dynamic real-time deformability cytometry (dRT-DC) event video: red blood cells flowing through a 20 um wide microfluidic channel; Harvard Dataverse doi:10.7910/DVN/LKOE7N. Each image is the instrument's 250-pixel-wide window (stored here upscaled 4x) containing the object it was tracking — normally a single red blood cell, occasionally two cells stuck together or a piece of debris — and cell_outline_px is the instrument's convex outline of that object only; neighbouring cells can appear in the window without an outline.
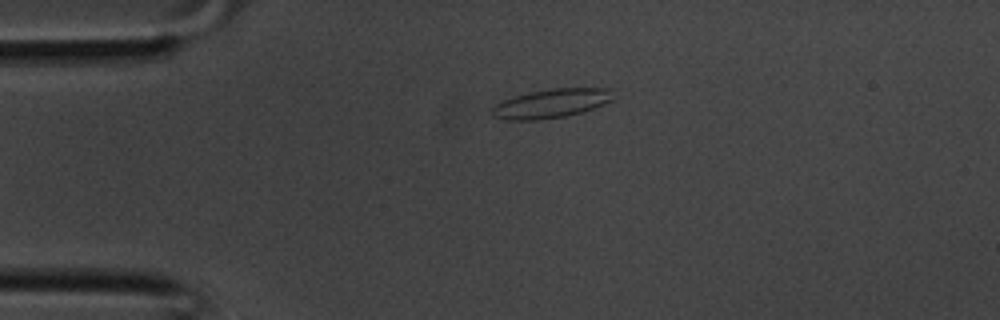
{"species": "common noctule bat (a hibernating species)", "species_latin": "Nyctalus noctula", "temperature_condition": "room temperature", "stored_images_in_passage": 30, "camera_frame_rate_fps": 3000, "um_per_image_px": 0.085, "animal": {"sex": "male", "body_mass_g": 20.1, "forearm_length_mm": 53.5}, "frame": {"image": 1, "passage_image": 2, "time_ms": 0.333, "image_size_px": [1000, 320], "cell_outline_px": [[616, 100], [580, 112], [564, 116], [540, 120], [504, 120], [492, 116], [492, 108], [500, 100], [528, 92], [552, 88], [608, 88]], "centroid_in_image_um": [46.82, 8.79], "position_along_channel_um": 38.2, "area_um2": 20.58}}
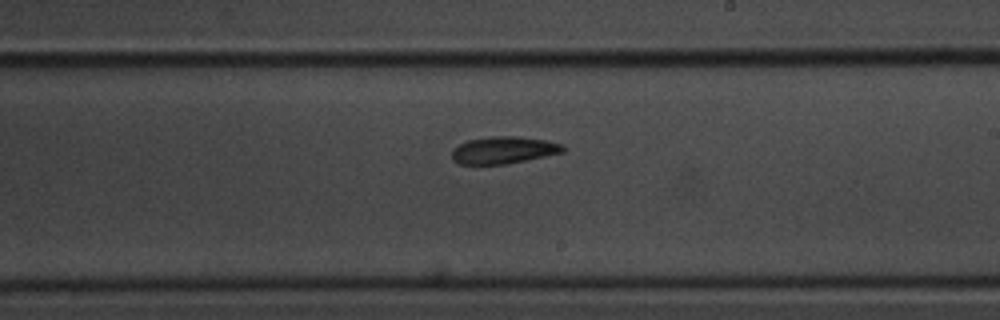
{"frame": {"image": 2, "passage_image": 15, "time_ms": 4.667, "image_size_px": [1000, 320], "cell_outline_px": [[564, 152], [504, 164], [460, 164], [452, 160], [452, 152], [460, 144], [468, 140], [492, 136], [516, 136], [544, 140], [560, 144], [564, 148]], "centroid_in_image_um": [42.77, 12.76], "position_along_channel_um": 246.2, "area_um2": 17.17}}
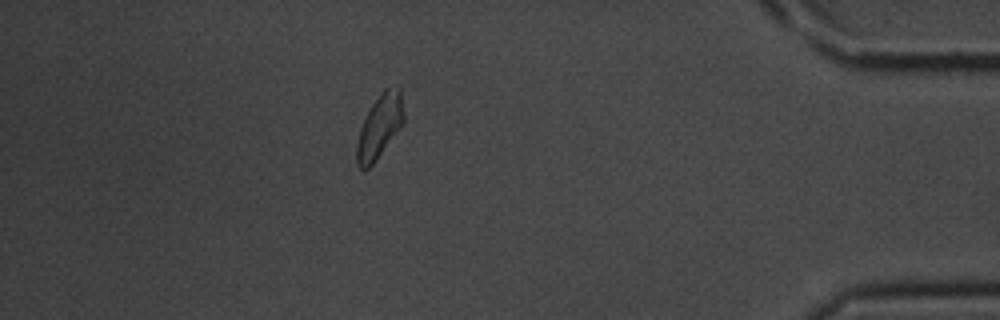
{"frame": {"image": 3, "passage_image": 26, "time_ms": 8.333, "image_size_px": [1000, 320], "cell_outline_px": [[404, 124], [376, 160], [368, 168], [360, 168], [356, 164], [356, 144], [360, 128], [372, 104], [380, 92], [384, 88], [400, 88], [404, 112]], "centroid_in_image_um": [32.27, 10.75], "position_along_channel_um": 402.9, "area_um2": 17.4}}